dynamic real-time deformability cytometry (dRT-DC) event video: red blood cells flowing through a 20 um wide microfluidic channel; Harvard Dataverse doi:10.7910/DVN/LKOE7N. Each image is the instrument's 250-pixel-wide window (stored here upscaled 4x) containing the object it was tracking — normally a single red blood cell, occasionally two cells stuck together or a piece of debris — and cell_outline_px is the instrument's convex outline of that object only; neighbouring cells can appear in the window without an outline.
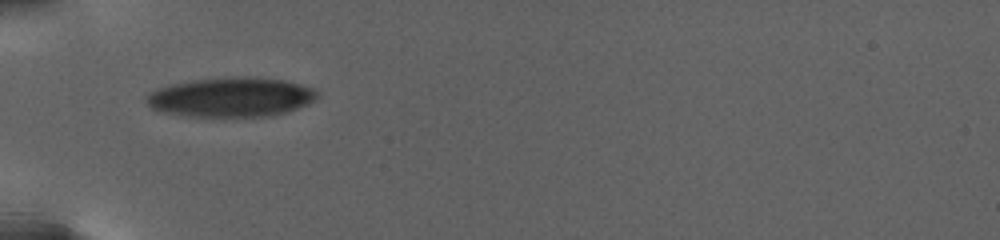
{"species": "human", "species_latin": "Homo sapiens", "temperature_condition": "warm", "stored_images_in_passage": 17, "camera_frame_rate_fps": 3000, "um_per_image_px": 0.085, "donor": {"sex": "female"}, "frame": {"image": 1, "passage_image": 1, "time_ms": 0.0, "image_size_px": [1000, 240], "cell_outline_px": [[320, 96], [308, 104], [288, 112], [272, 116], [188, 116], [156, 112], [144, 100], [144, 96], [156, 88], [172, 84], [196, 80], [244, 76], [248, 76], [284, 80], [300, 84], [312, 88]], "centroid_in_image_um": [19.62, 8.27], "position_along_channel_um": 65.4, "area_um2": 39.48}}
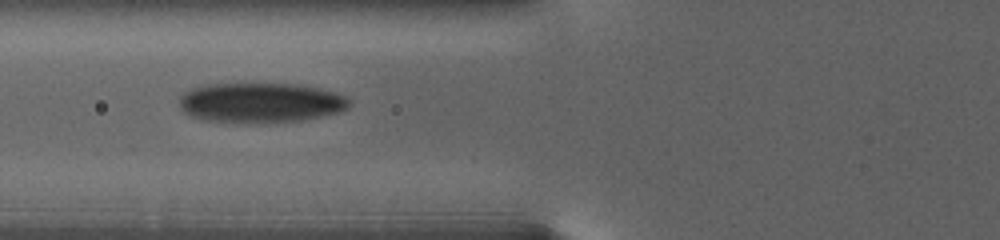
{"frame": {"image": 2, "passage_image": 12, "time_ms": 1.667, "image_size_px": [1000, 240], "cell_outline_px": [[352, 104], [348, 108], [340, 112], [324, 116], [300, 120], [248, 124], [204, 120], [188, 116], [180, 108], [180, 96], [184, 92], [192, 88], [208, 84], [240, 80], [300, 84], [320, 88], [336, 92], [348, 96], [352, 100]], "centroid_in_image_um": [22.16, 8.68], "position_along_channel_um": 103.6, "area_um2": 41.62}}